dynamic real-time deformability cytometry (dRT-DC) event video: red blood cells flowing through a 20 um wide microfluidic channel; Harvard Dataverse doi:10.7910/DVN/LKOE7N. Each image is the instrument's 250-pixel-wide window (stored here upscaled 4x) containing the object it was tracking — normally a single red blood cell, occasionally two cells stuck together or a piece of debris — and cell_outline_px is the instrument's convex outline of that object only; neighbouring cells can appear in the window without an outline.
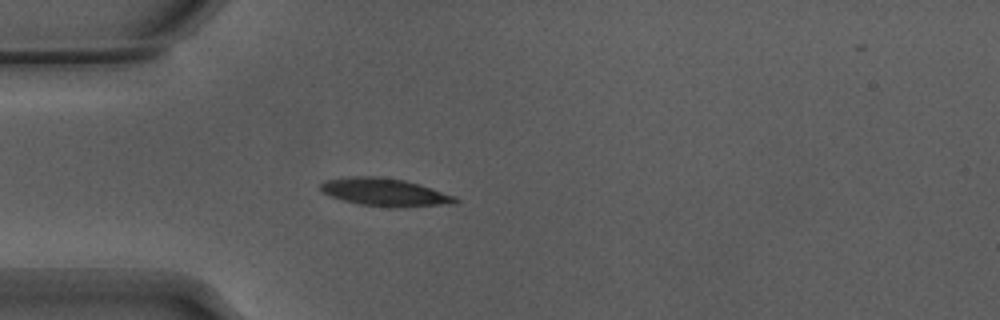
{"species": "Egyptian fruit bat (a non-hibernating species)", "species_latin": "Rousettus aegyptiacus", "temperature_condition": "warm", "stored_images_in_passage": 39, "camera_frame_rate_fps": 3000, "um_per_image_px": 0.085, "animal": {"sex": "male"}, "frame": {"image": 1, "passage_image": 1, "time_ms": 0.0, "image_size_px": [1000, 320], "cell_outline_px": [[460, 200], [456, 204], [396, 208], [388, 208], [360, 204], [344, 200], [320, 192], [320, 184], [324, 180], [352, 176], [376, 176], [404, 180], [432, 188], [456, 196]], "centroid_in_image_um": [32.75, 16.35], "position_along_channel_um": 52.3, "area_um2": 22.14}}
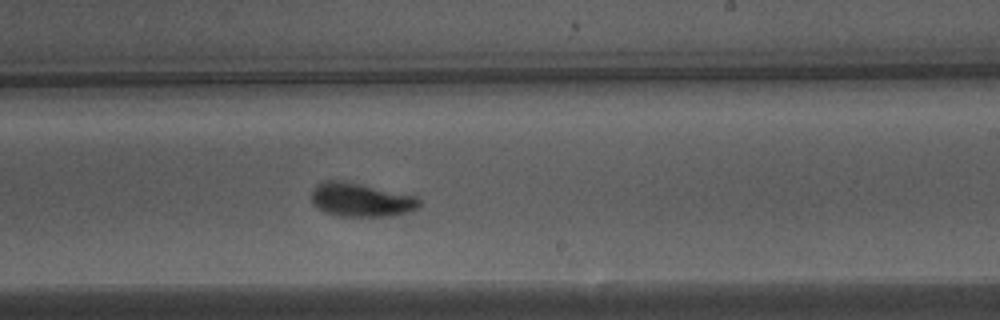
{"frame": {"image": 2, "passage_image": 18, "time_ms": 5.667, "image_size_px": [1000, 320], "cell_outline_px": [[420, 204], [416, 208], [408, 212], [392, 216], [336, 216], [324, 212], [316, 208], [312, 200], [312, 188], [316, 184], [324, 180], [344, 180], [416, 196], [420, 200]], "centroid_in_image_um": [30.63, 16.98], "position_along_channel_um": 258.4, "area_um2": 21.39}}
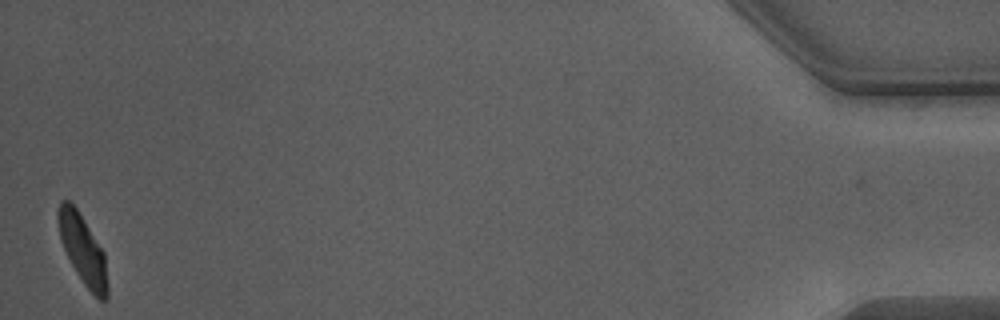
{"frame": {"image": 3, "passage_image": 39, "time_ms": 12.667, "image_size_px": [1000, 320], "cell_outline_px": [[108, 296], [104, 300], [100, 300], [84, 284], [76, 272], [60, 240], [56, 216], [56, 212], [60, 200], [68, 200], [76, 208], [104, 252], [108, 284]], "centroid_in_image_um": [7.02, 21.19], "position_along_channel_um": 428.2, "area_um2": 19.71}, "authors_computed_cell_mechanics": {"area_um2": 21.386, "velocity_mm_per_s": 3.8119, "shape_relaxation_time_tau1_ms": 2.1256, "shape_relaxation_time_tau2_ms": 1.2193, "deformation_change_tau1": 0.1581, "deformation_change_tau2": 0.0653}}